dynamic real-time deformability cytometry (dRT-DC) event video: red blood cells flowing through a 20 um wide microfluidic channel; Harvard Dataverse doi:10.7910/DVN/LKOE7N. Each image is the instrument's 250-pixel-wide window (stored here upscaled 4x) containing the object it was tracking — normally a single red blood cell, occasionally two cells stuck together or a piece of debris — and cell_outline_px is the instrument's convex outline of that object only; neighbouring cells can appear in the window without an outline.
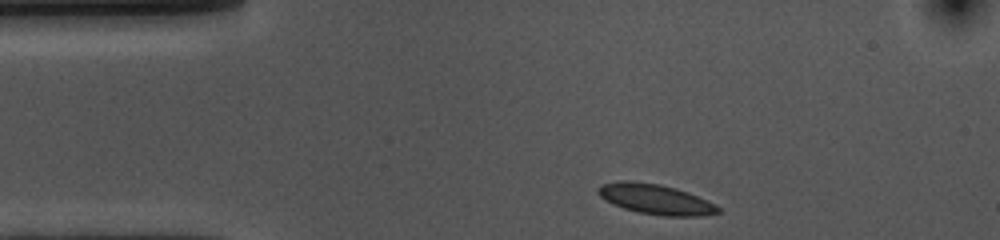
{"species": "common noctule bat (a hibernating species)", "species_latin": "Nyctalus noctula", "temperature_condition": "cold", "stored_images_in_passage": 35, "camera_frame_rate_fps": 3000, "um_per_image_px": 0.085, "animal": {"sex": "female", "body_mass_g": 10.0, "forearm_length_mm": 53.1}, "frame": {"image": 1, "passage_image": 1, "time_ms": 0.0, "image_size_px": [1000, 240], "cell_outline_px": [[720, 212], [704, 216], [664, 216], [640, 212], [624, 208], [612, 204], [600, 196], [596, 192], [596, 188], [600, 184], [620, 180], [628, 180], [660, 184], [676, 188], [688, 192], [708, 200], [716, 204], [720, 208]], "centroid_in_image_um": [55.72, 16.92], "position_along_channel_um": 29.3, "area_um2": 21.27}}
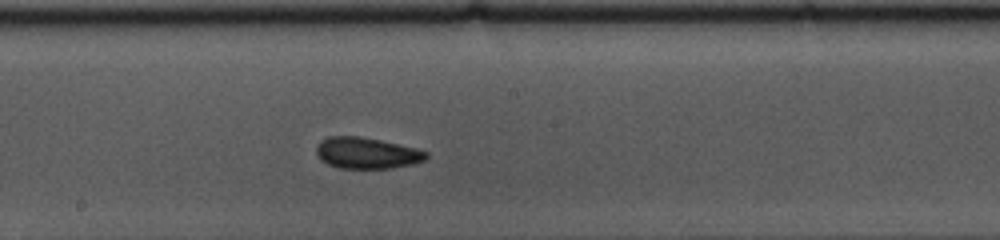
{"frame": {"image": 2, "passage_image": 20, "time_ms": 6.333, "image_size_px": [1000, 240], "cell_outline_px": [[428, 156], [424, 160], [412, 164], [392, 168], [340, 168], [328, 164], [320, 160], [316, 152], [316, 148], [320, 140], [328, 136], [360, 136], [380, 140], [416, 148], [428, 152]], "centroid_in_image_um": [31.15, 13.0], "position_along_channel_um": 217.0, "area_um2": 20.0}}
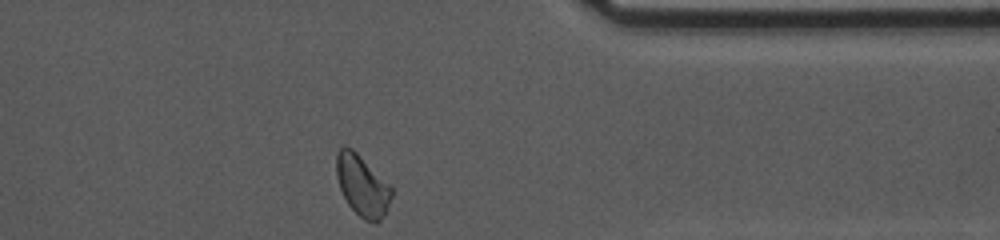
{"frame": {"image": 3, "passage_image": 35, "time_ms": 11.333, "image_size_px": [1000, 240], "cell_outline_px": [[392, 196], [384, 216], [376, 224], [364, 220], [348, 204], [340, 188], [336, 176], [336, 152], [344, 144], [352, 148], [392, 188]], "centroid_in_image_um": [30.77, 15.78], "position_along_channel_um": 380.6, "area_um2": 19.42}, "authors_computed_cell_mechanics": {"area_um2": 19.7676, "velocity_mm_per_s": 3.5697, "shape_relaxation_time_tau1_ms": 2.4171, "shape_relaxation_time_tau2_ms": 1.2998, "deformation_change_tau1": 0.0943, "deformation_change_tau2": 0.0675}}